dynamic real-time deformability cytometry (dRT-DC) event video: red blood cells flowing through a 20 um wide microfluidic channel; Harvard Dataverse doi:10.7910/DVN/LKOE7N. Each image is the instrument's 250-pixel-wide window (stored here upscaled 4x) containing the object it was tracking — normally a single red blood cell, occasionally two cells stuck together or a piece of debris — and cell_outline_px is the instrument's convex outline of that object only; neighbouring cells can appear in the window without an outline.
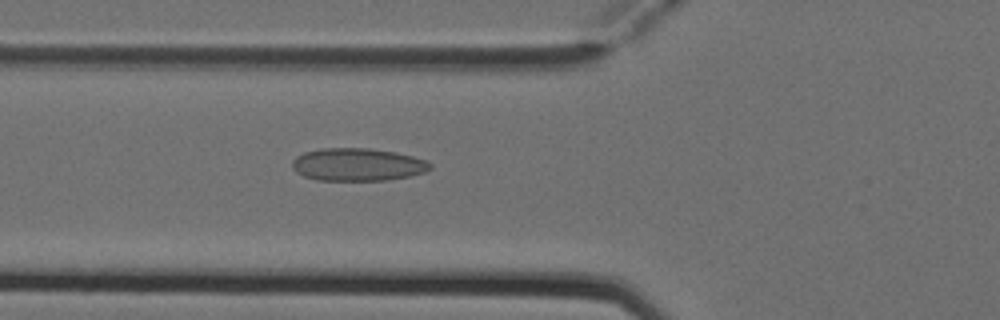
{"species": "Egyptian fruit bat (a non-hibernating species)", "species_latin": "Rousettus aegyptiacus", "temperature_condition": "cold", "stored_images_in_passage": 5, "camera_frame_rate_fps": 3000, "um_per_image_px": 0.085, "animal": {"sex": "female"}, "frame": {"image": 1, "passage_image": 5, "time_ms": 1.333, "image_size_px": [1000, 320], "cell_outline_px": [[432, 168], [424, 172], [408, 176], [388, 180], [316, 180], [304, 176], [296, 172], [292, 168], [292, 160], [296, 156], [304, 152], [320, 148], [368, 148], [396, 152], [412, 156], [424, 160], [432, 164]], "centroid_in_image_um": [30.36, 13.98], "position_along_channel_um": 95.4, "area_um2": 26.36}}